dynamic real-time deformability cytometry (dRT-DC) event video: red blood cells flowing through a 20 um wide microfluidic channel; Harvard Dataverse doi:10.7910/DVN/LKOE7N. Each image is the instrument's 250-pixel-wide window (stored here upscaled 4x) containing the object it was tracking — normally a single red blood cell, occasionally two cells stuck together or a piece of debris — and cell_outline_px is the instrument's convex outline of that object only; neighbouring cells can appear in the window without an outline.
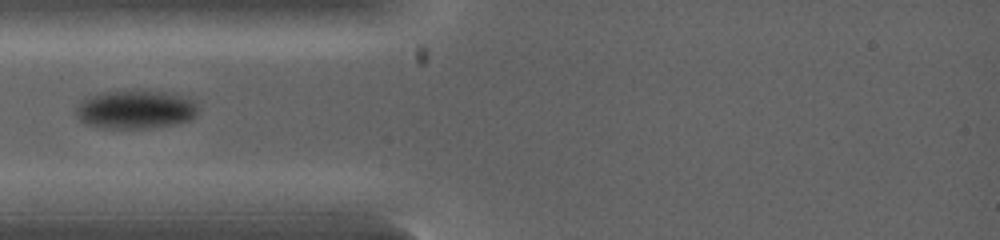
{"species": "common noctule bat (a hibernating species)", "species_latin": "Nyctalus noctula", "temperature_condition": "warm", "stored_images_in_passage": 3, "camera_frame_rate_fps": 5000, "um_per_image_px": 0.085, "animal": {"sex": "female", "body_mass_g": 19.0, "forearm_length_mm": 53.3}, "frame": {"image": 1, "passage_image": 1, "time_ms": 0.0, "image_size_px": [1000, 240], "cell_outline_px": [[200, 108], [196, 116], [192, 120], [172, 124], [144, 128], [104, 128], [84, 124], [76, 116], [76, 108], [80, 100], [88, 96], [104, 92], [164, 92], [180, 96], [192, 100]], "centroid_in_image_um": [11.49, 9.33], "position_along_channel_um": 73.5, "area_um2": 27.11}}